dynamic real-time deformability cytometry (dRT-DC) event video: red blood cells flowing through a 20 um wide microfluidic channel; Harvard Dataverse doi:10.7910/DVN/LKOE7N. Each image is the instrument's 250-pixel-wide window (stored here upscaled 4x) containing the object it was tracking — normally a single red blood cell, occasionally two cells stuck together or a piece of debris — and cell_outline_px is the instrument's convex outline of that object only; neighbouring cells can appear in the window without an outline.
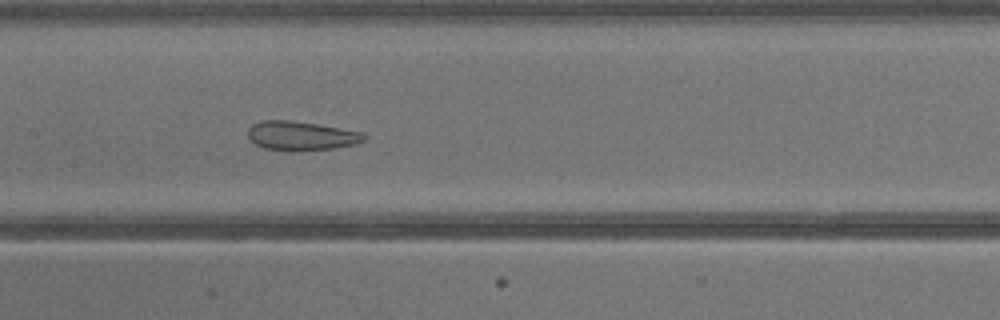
{"species": "common noctule bat (a hibernating species)", "species_latin": "Nyctalus noctula", "temperature_condition": "warm", "stored_images_in_passage": 39, "camera_frame_rate_fps": 3000, "um_per_image_px": 0.085, "animal": {"sex": "male", "body_mass_g": 13.3}, "frame": {"image": 1, "passage_image": 19, "time_ms": 6.0, "image_size_px": [1000, 320], "cell_outline_px": [[368, 136], [364, 140], [356, 144], [336, 148], [296, 152], [288, 152], [264, 148], [256, 144], [248, 136], [248, 128], [252, 124], [260, 120], [288, 120], [316, 124], [364, 132]], "centroid_in_image_um": [25.61, 11.56], "position_along_channel_um": 181.8, "area_um2": 20.06}}
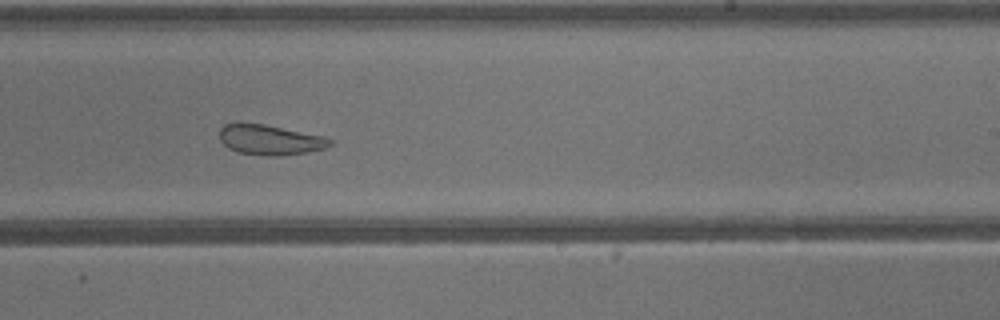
{"frame": {"image": 2, "passage_image": 24, "time_ms": 7.667, "image_size_px": [1000, 320], "cell_outline_px": [[336, 140], [332, 144], [324, 148], [308, 152], [276, 156], [268, 156], [240, 152], [228, 148], [220, 140], [220, 128], [224, 124], [264, 124], [324, 136]], "centroid_in_image_um": [23.0, 11.89], "position_along_channel_um": 266.0, "area_um2": 19.19}}
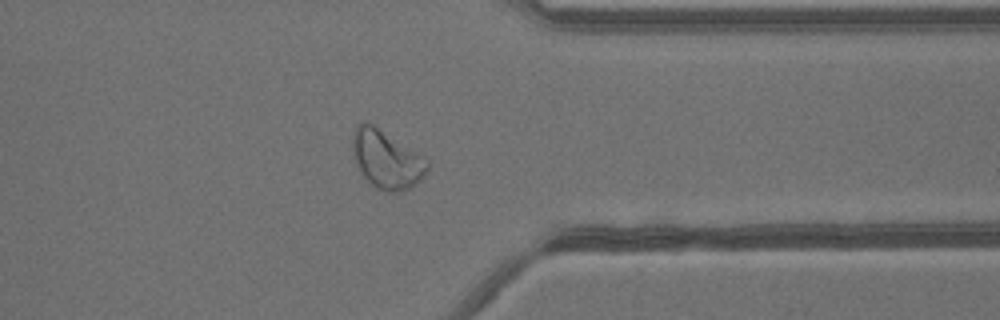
{"frame": {"image": 3, "passage_image": 31, "time_ms": 10.0, "image_size_px": [1000, 320], "cell_outline_px": [[428, 168], [424, 176], [416, 184], [404, 192], [388, 192], [376, 188], [364, 176], [356, 164], [352, 152], [352, 132], [356, 124], [360, 120], [372, 124], [428, 160]], "centroid_in_image_um": [32.82, 13.55], "position_along_channel_um": 378.6, "area_um2": 25.26}}